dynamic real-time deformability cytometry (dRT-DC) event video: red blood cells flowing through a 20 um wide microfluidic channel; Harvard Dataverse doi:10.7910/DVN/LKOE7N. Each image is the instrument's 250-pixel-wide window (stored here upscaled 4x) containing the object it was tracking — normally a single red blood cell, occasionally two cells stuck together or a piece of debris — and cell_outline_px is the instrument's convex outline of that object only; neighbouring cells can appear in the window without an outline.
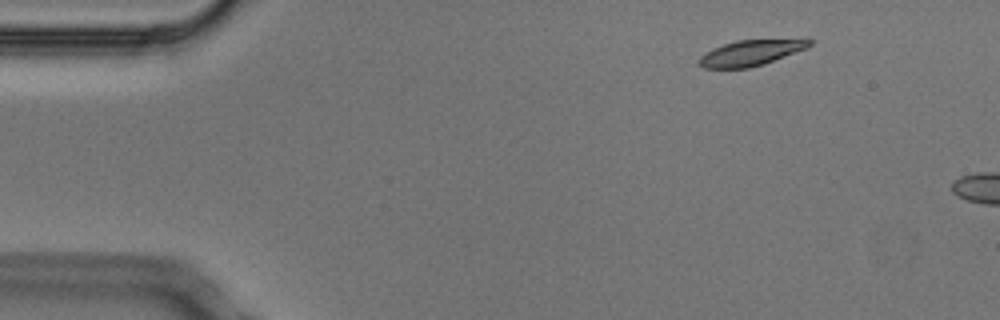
{"species": "Egyptian fruit bat (a non-hibernating species)", "species_latin": "Rousettus aegyptiacus", "temperature_condition": "cold", "stored_images_in_passage": 3, "camera_frame_rate_fps": 3000, "um_per_image_px": 0.085, "animal": {"sex": "male"}, "frame": {"image": 1, "passage_image": 2, "time_ms": 0.333, "image_size_px": [1000, 320], "cell_outline_px": [[812, 44], [808, 48], [764, 64], [748, 68], [704, 68], [696, 64], [700, 56], [704, 52], [712, 48], [736, 40], [804, 36], [808, 36], [812, 40]], "centroid_in_image_um": [63.94, 4.43], "position_along_channel_um": 21.1, "area_um2": 17.57}}